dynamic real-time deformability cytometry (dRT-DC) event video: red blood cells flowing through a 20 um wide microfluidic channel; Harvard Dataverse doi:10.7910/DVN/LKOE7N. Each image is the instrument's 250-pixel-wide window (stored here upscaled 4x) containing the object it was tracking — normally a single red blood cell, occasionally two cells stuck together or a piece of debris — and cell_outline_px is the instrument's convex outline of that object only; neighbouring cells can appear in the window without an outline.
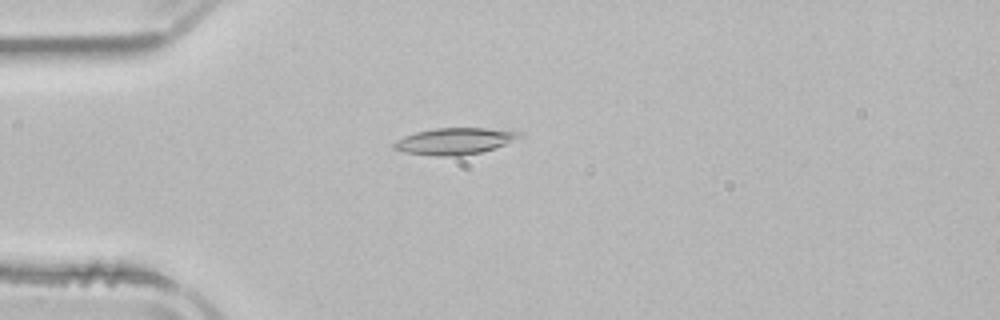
{"species": "common noctule bat (a hibernating species)", "species_latin": "Nyctalus noctula", "temperature_condition": "room temperature", "stored_images_in_passage": 4, "camera_frame_rate_fps": 3000, "um_per_image_px": 0.085, "animal": {"sex": "male", "body_mass_g": 21.5, "forearm_length_mm": 52.0}, "frame": {"image": 1, "passage_image": 4, "time_ms": 4.0, "image_size_px": [1000, 320], "cell_outline_px": [[524, 136], [496, 148], [480, 152], [460, 156], [436, 156], [404, 152], [392, 148], [392, 144], [396, 140], [404, 136], [416, 132], [436, 128], [488, 128], [520, 132]], "centroid_in_image_um": [38.64, 12.0], "position_along_channel_um": 46.4, "area_um2": 19.48}}